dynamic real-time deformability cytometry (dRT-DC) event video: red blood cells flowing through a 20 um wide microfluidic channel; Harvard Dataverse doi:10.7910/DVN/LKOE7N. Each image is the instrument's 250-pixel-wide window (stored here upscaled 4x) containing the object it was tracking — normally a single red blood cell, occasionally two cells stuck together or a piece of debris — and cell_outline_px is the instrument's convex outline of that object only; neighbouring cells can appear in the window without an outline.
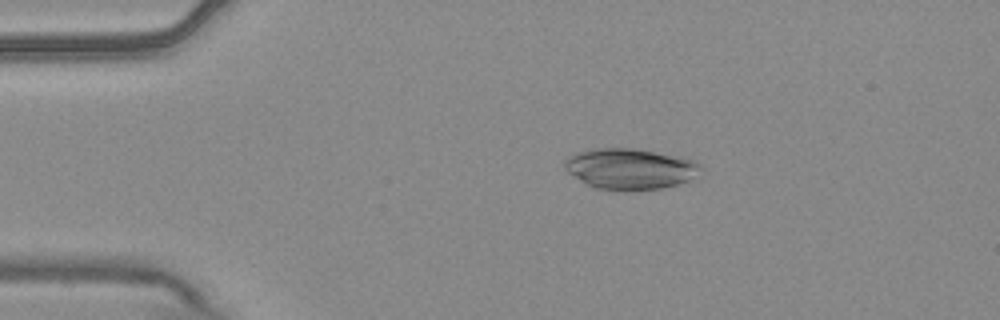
{"species": "common noctule bat (a hibernating species)", "species_latin": "Nyctalus noctula", "temperature_condition": "warm", "stored_images_in_passage": 8, "camera_frame_rate_fps": 3000, "um_per_image_px": 0.085, "animal": {"sex": "male", "body_mass_g": 20.4}, "frame": {"image": 1, "passage_image": 3, "time_ms": 0.667, "image_size_px": [1000, 320], "cell_outline_px": [[704, 168], [700, 176], [676, 184], [660, 188], [596, 188], [580, 180], [568, 172], [564, 168], [564, 160], [568, 156], [576, 152], [592, 148], [636, 148], [680, 156], [692, 160], [700, 164]], "centroid_in_image_um": [53.59, 14.3], "position_along_channel_um": 31.4, "area_um2": 32.02}}
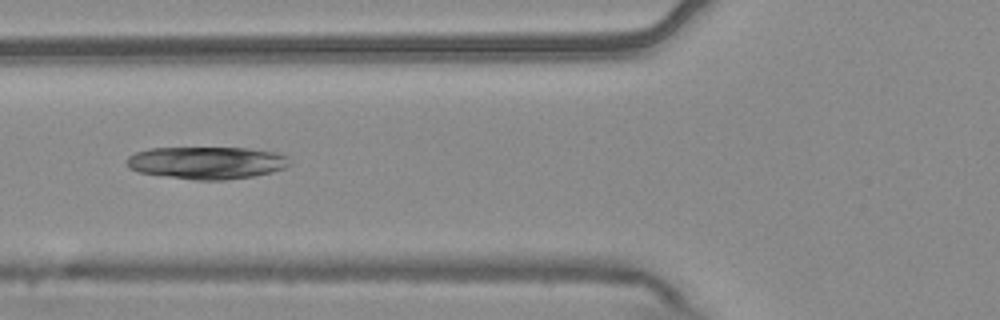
{"frame": {"image": 2, "passage_image": 6, "time_ms": 1.667, "image_size_px": [1000, 320], "cell_outline_px": [[292, 164], [284, 168], [272, 172], [252, 176], [224, 180], [196, 180], [136, 172], [128, 168], [128, 156], [136, 152], [148, 148], [248, 148], [276, 152], [288, 156]], "centroid_in_image_um": [17.6, 13.83], "position_along_channel_um": 108.2, "area_um2": 30.87}}
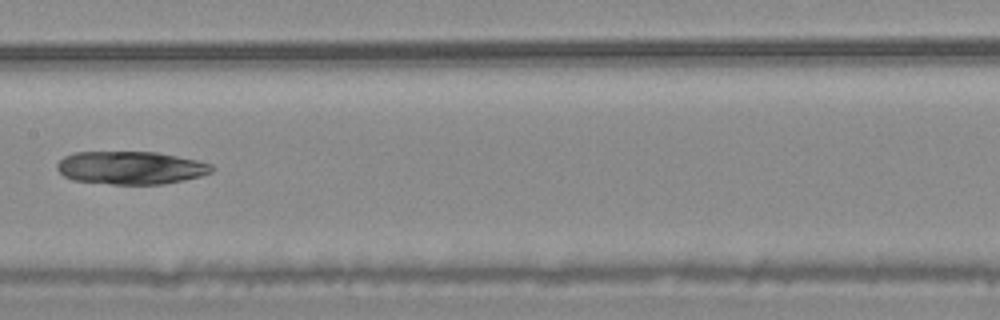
{"frame": {"image": 3, "passage_image": 8, "time_ms": 2.333, "image_size_px": [1000, 320], "cell_outline_px": [[216, 168], [212, 172], [200, 176], [184, 180], [164, 184], [112, 184], [72, 180], [64, 176], [56, 168], [56, 164], [64, 156], [76, 152], [156, 152], [196, 160], [212, 164]], "centroid_in_image_um": [11.12, 14.26], "position_along_channel_um": 196.3, "area_um2": 29.77}}